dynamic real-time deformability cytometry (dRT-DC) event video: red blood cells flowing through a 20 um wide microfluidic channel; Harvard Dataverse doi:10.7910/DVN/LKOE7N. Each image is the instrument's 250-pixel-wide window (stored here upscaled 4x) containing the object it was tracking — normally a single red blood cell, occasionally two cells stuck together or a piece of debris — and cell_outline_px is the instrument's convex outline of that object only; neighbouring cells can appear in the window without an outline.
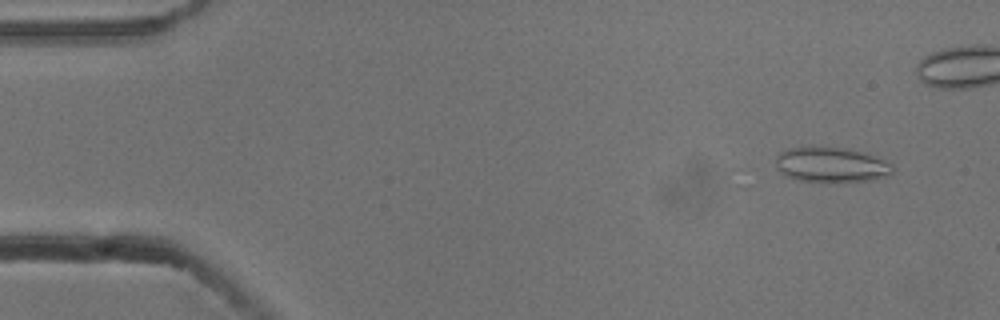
{"species": "common noctule bat (a hibernating species)", "species_latin": "Nyctalus noctula", "temperature_condition": "cold", "stored_images_in_passage": 44, "camera_frame_rate_fps": 3000, "um_per_image_px": 0.085, "animal": {"sex": "male", "body_mass_g": 13.3}, "frame": {"image": 1, "passage_image": 4, "time_ms": 1.0, "image_size_px": [1000, 320], "cell_outline_px": [[892, 172], [888, 176], [872, 180], [796, 180], [784, 176], [776, 168], [776, 156], [780, 152], [792, 148], [840, 148], [864, 152], [892, 164]], "centroid_in_image_um": [70.63, 14.0], "position_along_channel_um": 14.4, "area_um2": 23.06}}
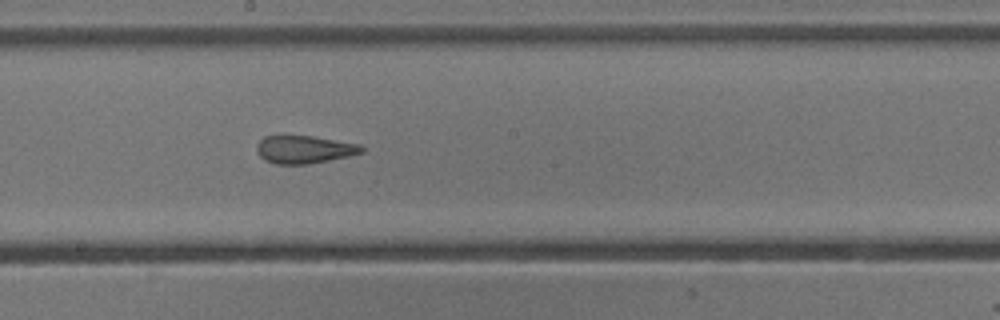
{"frame": {"image": 2, "passage_image": 29, "time_ms": 9.333, "image_size_px": [1000, 320], "cell_outline_px": [[364, 152], [348, 156], [308, 164], [276, 164], [264, 160], [256, 152], [256, 144], [264, 136], [312, 136], [360, 144], [364, 148]], "centroid_in_image_um": [25.84, 12.7], "position_along_channel_um": 222.4, "area_um2": 16.99}}
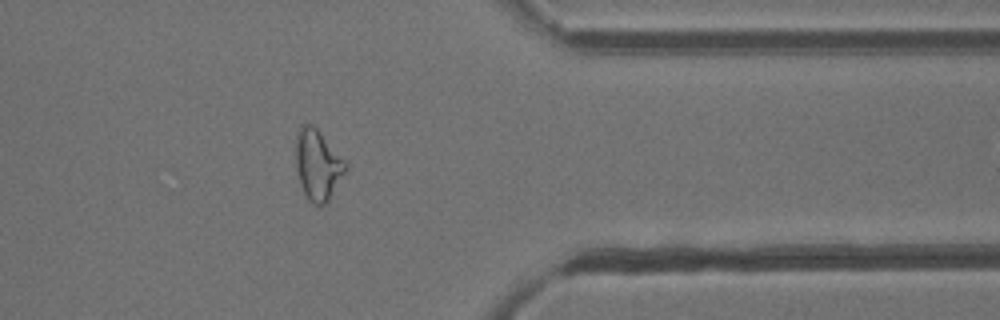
{"frame": {"image": 3, "passage_image": 43, "time_ms": 14.0, "image_size_px": [1000, 320], "cell_outline_px": [[348, 168], [328, 200], [320, 208], [312, 204], [308, 200], [300, 184], [296, 168], [296, 136], [300, 124], [312, 124], [316, 128], [348, 164]], "centroid_in_image_um": [27.0, 14.03], "position_along_channel_um": 384.4, "area_um2": 20.4}}